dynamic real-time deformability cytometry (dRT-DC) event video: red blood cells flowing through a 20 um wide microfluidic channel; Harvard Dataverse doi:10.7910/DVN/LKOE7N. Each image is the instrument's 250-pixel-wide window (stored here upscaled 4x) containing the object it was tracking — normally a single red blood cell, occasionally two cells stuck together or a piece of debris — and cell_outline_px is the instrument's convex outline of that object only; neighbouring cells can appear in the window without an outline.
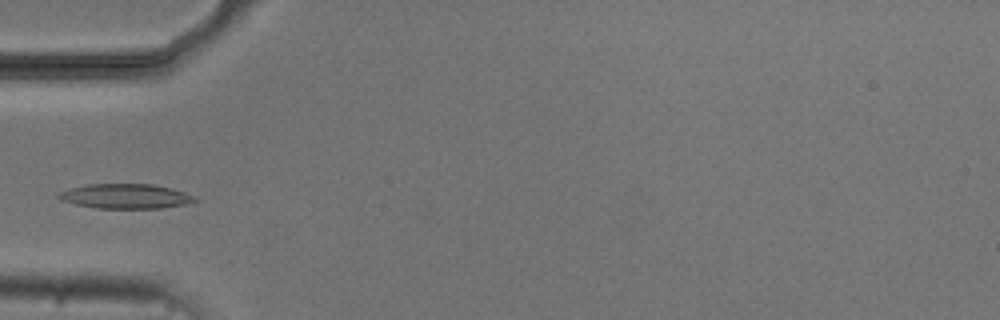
{"species": "common noctule bat (a hibernating species)", "species_latin": "Nyctalus noctula", "temperature_condition": "cold", "stored_images_in_passage": 7, "camera_frame_rate_fps": 3000, "um_per_image_px": 0.085, "animal": {"sex": "male", "body_mass_g": 20.5, "forearm_length_mm": 52.5}, "frame": {"image": 1, "passage_image": 6, "time_ms": 9.0, "image_size_px": [1000, 320], "cell_outline_px": [[200, 200], [188, 204], [160, 208], [96, 208], [76, 204], [60, 200], [56, 196], [60, 192], [68, 188], [84, 184], [152, 184], [184, 192]], "centroid_in_image_um": [10.64, 16.68], "position_along_channel_um": 74.4, "area_um2": 19.59}}
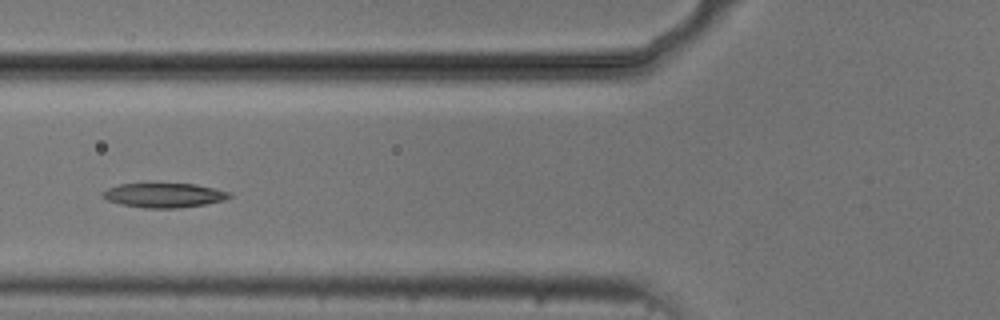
{"frame": {"image": 2, "passage_image": 7, "time_ms": 10.0, "image_size_px": [1000, 320], "cell_outline_px": [[232, 196], [224, 200], [204, 204], [180, 208], [144, 208], [120, 204], [108, 200], [100, 196], [100, 192], [108, 188], [120, 184], [196, 184], [216, 188], [228, 192]], "centroid_in_image_um": [13.91, 16.6], "position_along_channel_um": 111.9, "area_um2": 18.03}}